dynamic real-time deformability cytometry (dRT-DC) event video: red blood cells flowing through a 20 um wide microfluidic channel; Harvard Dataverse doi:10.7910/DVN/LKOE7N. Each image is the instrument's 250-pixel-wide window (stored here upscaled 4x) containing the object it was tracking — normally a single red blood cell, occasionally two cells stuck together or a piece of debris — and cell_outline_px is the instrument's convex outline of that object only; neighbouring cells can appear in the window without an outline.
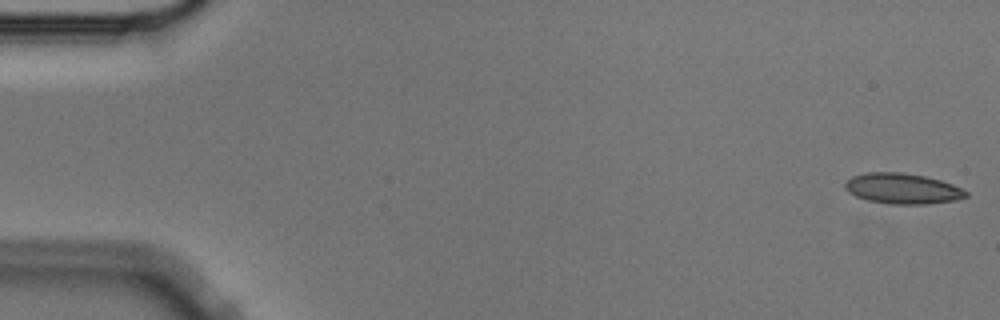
{"species": "Egyptian fruit bat (a non-hibernating species)", "species_latin": "Rousettus aegyptiacus", "temperature_condition": "cold", "stored_images_in_passage": 55, "camera_frame_rate_fps": 3000, "um_per_image_px": 0.085, "animal": {"sex": "male"}, "frame": {"image": 1, "passage_image": 1, "time_ms": 0.0, "image_size_px": [1000, 320], "cell_outline_px": [[968, 196], [956, 200], [928, 204], [888, 204], [868, 200], [856, 196], [848, 192], [844, 188], [844, 184], [852, 176], [868, 172], [900, 172], [924, 176], [940, 180], [952, 184], [968, 192]], "centroid_in_image_um": [76.7, 16.03], "position_along_channel_um": 8.3, "area_um2": 21.5}}
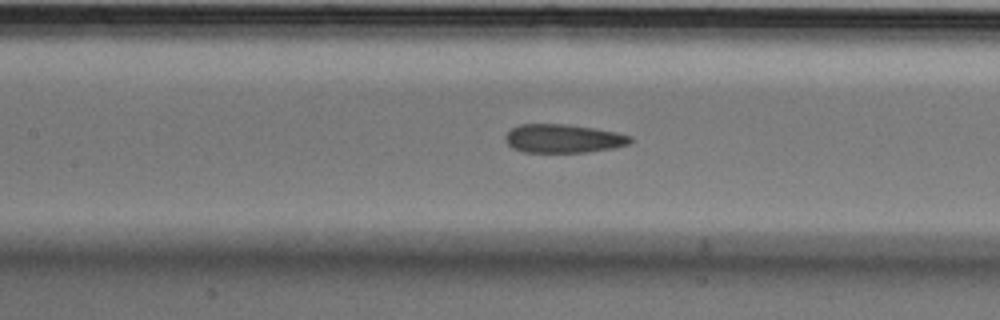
{"frame": {"image": 2, "passage_image": 25, "time_ms": 8.0, "image_size_px": [1000, 320], "cell_outline_px": [[632, 140], [628, 144], [612, 148], [588, 152], [524, 152], [512, 148], [504, 140], [504, 136], [512, 128], [520, 124], [568, 124], [596, 128], [616, 132], [632, 136]], "centroid_in_image_um": [47.86, 11.77], "position_along_channel_um": 159.5, "area_um2": 20.92}}
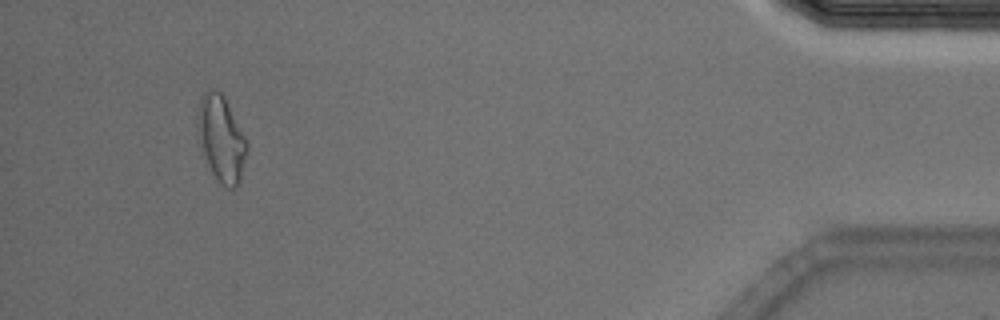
{"frame": {"image": 3, "passage_image": 52, "time_ms": 17.0, "image_size_px": [1000, 320], "cell_outline_px": [[248, 152], [240, 180], [236, 188], [228, 188], [220, 184], [212, 172], [204, 152], [196, 128], [196, 116], [200, 96], [208, 88], [220, 92], [224, 96], [248, 144]], "centroid_in_image_um": [18.8, 11.77], "position_along_channel_um": 416.4, "area_um2": 24.57}, "authors_computed_cell_mechanics": {"area_um2": 21.5016, "velocity_mm_per_s": 3.5896, "shape_relaxation_time_tau1_ms": null, "shape_relaxation_time_tau2_ms": 3.0299, "deformation_change_tau1": null, "deformation_change_tau2": 0.1043}}